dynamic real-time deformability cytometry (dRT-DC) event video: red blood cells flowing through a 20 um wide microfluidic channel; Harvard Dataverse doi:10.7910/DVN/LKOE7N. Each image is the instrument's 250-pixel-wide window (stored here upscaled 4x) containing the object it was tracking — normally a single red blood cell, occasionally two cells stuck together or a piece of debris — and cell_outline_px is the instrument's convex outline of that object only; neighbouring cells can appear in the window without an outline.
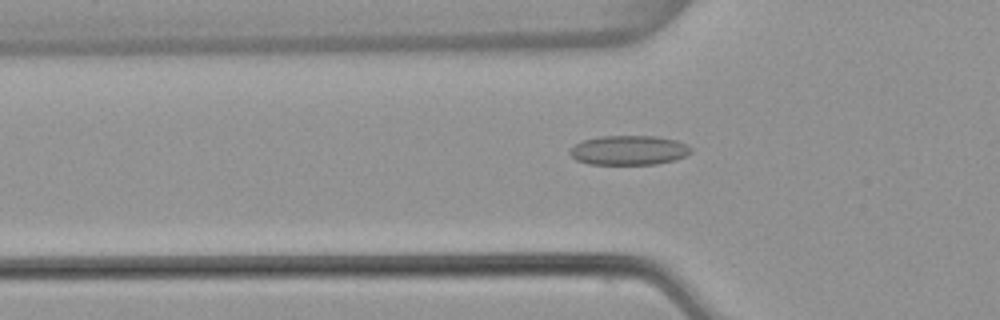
{"species": "common noctule bat (a hibernating species)", "species_latin": "Nyctalus noctula", "temperature_condition": "warm", "stored_images_in_passage": 53, "camera_frame_rate_fps": 3000, "um_per_image_px": 0.085, "animal": {"sex": "female", "body_mass_g": 22.7, "forearm_length_mm": 54.2}, "frame": {"image": 1, "passage_image": 18, "time_ms": 5.667, "image_size_px": [1000, 320], "cell_outline_px": [[692, 152], [676, 160], [656, 164], [588, 164], [576, 160], [568, 152], [576, 144], [584, 140], [600, 136], [656, 136], [676, 140], [688, 144], [692, 148]], "centroid_in_image_um": [53.49, 12.77], "position_along_channel_um": 72.3, "area_um2": 20.87}}
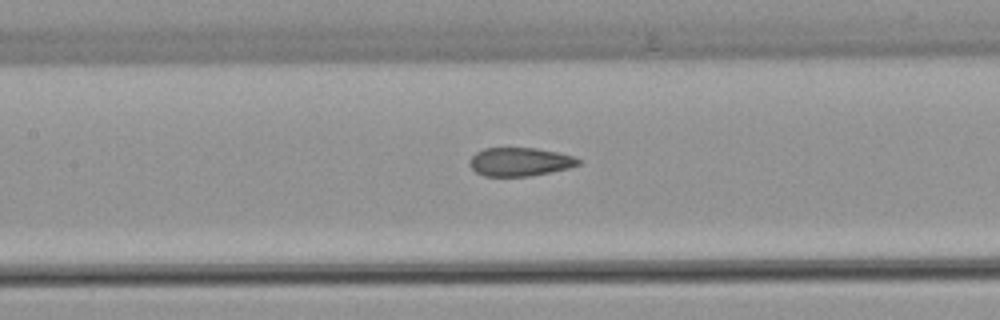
{"frame": {"image": 2, "passage_image": 25, "time_ms": 8.0, "image_size_px": [1000, 320], "cell_outline_px": [[580, 164], [568, 168], [528, 176], [484, 176], [476, 172], [468, 164], [472, 156], [476, 152], [484, 148], [536, 148], [560, 152], [572, 156], [580, 160]], "centroid_in_image_um": [44.17, 13.74], "position_along_channel_um": 163.2, "area_um2": 17.98}}
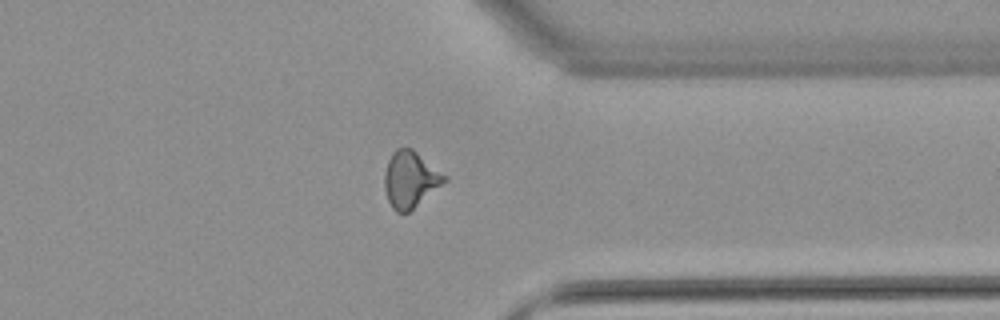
{"frame": {"image": 3, "passage_image": 42, "time_ms": 13.667, "image_size_px": [1000, 320], "cell_outline_px": [[448, 180], [408, 212], [396, 212], [392, 208], [388, 200], [384, 188], [384, 176], [388, 160], [392, 152], [396, 148], [412, 148], [448, 176]], "centroid_in_image_um": [34.88, 15.23], "position_along_channel_um": 376.5, "area_um2": 19.65}, "authors_computed_cell_mechanics": {"area_um2": 19.363, "velocity_mm_per_s": 3.8586, "shape_relaxation_time_tau1_ms": null, "shape_relaxation_time_tau2_ms": 1.4062, "deformation_change_tau1": null, "deformation_change_tau2": 0.0922}}